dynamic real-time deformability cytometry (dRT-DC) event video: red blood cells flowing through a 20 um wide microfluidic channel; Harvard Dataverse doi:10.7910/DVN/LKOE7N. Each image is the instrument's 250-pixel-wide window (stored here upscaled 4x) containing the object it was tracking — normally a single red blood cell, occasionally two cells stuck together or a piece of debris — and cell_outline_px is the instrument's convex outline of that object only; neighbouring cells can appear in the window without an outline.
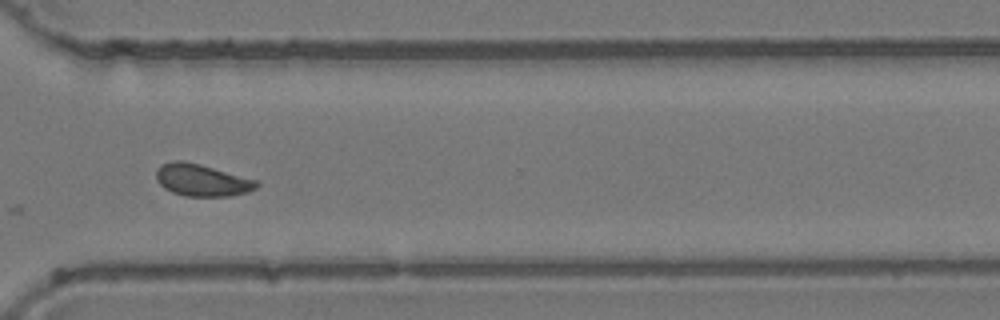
{"species": "common noctule bat (a hibernating species)", "species_latin": "Nyctalus noctula", "temperature_condition": "room temperature", "stored_images_in_passage": 13, "camera_frame_rate_fps": 3000, "um_per_image_px": 0.085, "animal": {"sex": "female", "body_mass_g": 24.6, "forearm_length_mm": 56.2}, "frame": {"image": 1, "passage_image": 11, "time_ms": 12.667, "image_size_px": [1000, 320], "cell_outline_px": [[260, 184], [256, 188], [248, 192], [228, 196], [184, 196], [172, 192], [164, 188], [156, 180], [156, 168], [160, 164], [172, 160], [184, 160], [200, 164], [256, 180]], "centroid_in_image_um": [17.11, 15.3], "position_along_channel_um": 353.5, "area_um2": 18.84}}